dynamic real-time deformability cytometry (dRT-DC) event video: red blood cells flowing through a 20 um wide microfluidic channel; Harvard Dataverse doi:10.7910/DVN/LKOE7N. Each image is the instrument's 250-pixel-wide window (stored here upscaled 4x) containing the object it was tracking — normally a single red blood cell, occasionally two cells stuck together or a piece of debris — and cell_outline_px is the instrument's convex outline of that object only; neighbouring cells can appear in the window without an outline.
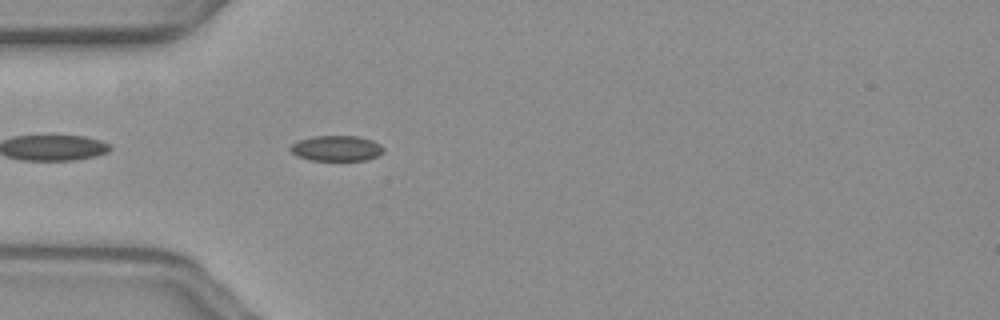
{"species": "common noctule bat (a hibernating species)", "species_latin": "Nyctalus noctula", "temperature_condition": "warm", "stored_images_in_passage": 17, "camera_frame_rate_fps": 3000, "um_per_image_px": 0.085, "animal": {"sex": "female", "body_mass_g": 19.3, "forearm_length_mm": 54.1}, "frame": {"image": 1, "passage_image": 3, "time_ms": 0.667, "image_size_px": [1000, 320], "cell_outline_px": [[384, 152], [368, 160], [312, 160], [296, 156], [288, 148], [292, 144], [300, 140], [312, 136], [356, 136], [372, 140], [380, 144], [384, 148]], "centroid_in_image_um": [28.61, 12.61], "position_along_channel_um": 56.4, "area_um2": 13.81}}
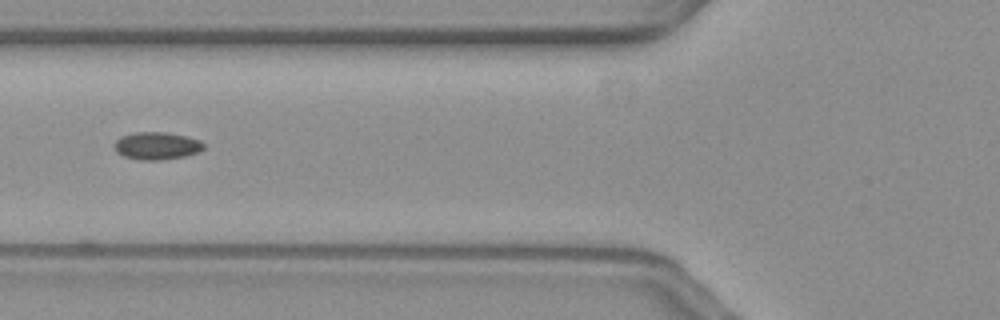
{"frame": {"image": 2, "passage_image": 8, "time_ms": 2.333, "image_size_px": [1000, 320], "cell_outline_px": [[204, 148], [200, 152], [184, 156], [160, 160], [140, 160], [124, 156], [116, 152], [112, 144], [120, 136], [136, 132], [164, 132], [188, 136], [200, 140], [204, 144]], "centroid_in_image_um": [13.31, 12.39], "position_along_channel_um": 112.5, "area_um2": 14.51}}